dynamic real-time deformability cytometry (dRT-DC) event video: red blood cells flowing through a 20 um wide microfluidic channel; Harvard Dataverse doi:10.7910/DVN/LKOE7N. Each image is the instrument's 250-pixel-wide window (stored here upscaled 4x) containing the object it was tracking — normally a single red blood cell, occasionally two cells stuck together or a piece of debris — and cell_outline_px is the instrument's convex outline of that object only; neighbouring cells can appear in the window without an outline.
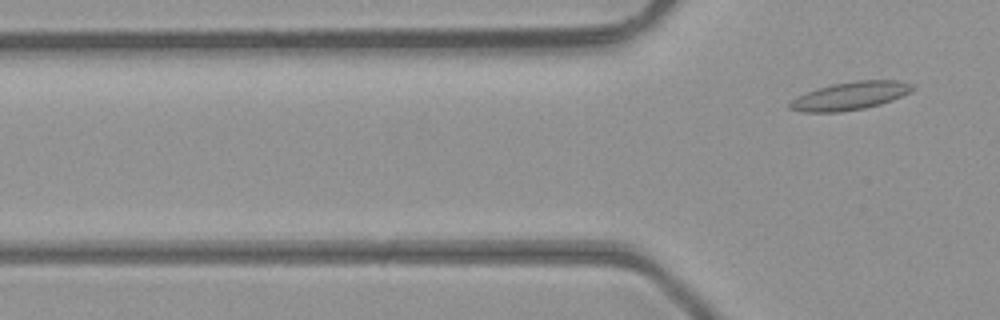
{"species": "common noctule bat (a hibernating species)", "species_latin": "Nyctalus noctula", "temperature_condition": "room temperature", "stored_images_in_passage": 5, "segment_of_instrument_passage": [2, 2], "camera_frame_rate_fps": 3000, "um_per_image_px": 0.085, "animal": {"sex": "male", "body_mass_g": 23.1, "forearm_length_mm": 52.7}, "frame": {"image": 1, "passage_image": 5, "time_ms": 1.333, "image_size_px": [1000, 320], "cell_outline_px": [[916, 88], [892, 100], [880, 104], [864, 108], [840, 112], [800, 112], [788, 108], [788, 104], [796, 96], [816, 88], [832, 84], [856, 80], [896, 80], [912, 84]], "centroid_in_image_um": [72.21, 8.15], "position_along_channel_um": 53.6, "area_um2": 20.06}}